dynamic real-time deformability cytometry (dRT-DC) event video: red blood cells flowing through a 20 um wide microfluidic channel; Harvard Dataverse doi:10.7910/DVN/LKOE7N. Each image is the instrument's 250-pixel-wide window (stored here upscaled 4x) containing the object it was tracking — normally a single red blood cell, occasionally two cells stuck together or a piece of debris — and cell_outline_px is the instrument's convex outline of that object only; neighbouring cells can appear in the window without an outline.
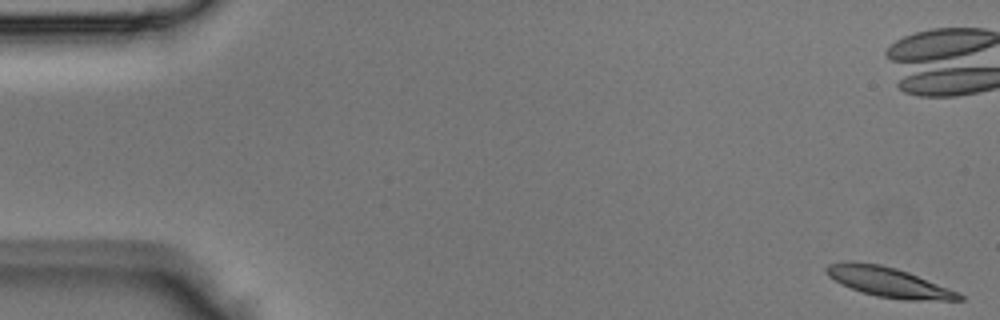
{"species": "Egyptian fruit bat (a non-hibernating species)", "species_latin": "Rousettus aegyptiacus", "temperature_condition": "room temperature", "stored_images_in_passage": 44, "camera_frame_rate_fps": 3000, "um_per_image_px": 0.085, "animal": {"sex": "male"}, "frame": {"image": 1, "passage_image": 1, "time_ms": 0.0, "image_size_px": [1000, 320], "cell_outline_px": [[964, 300], [904, 300], [876, 296], [840, 284], [828, 276], [824, 268], [828, 264], [848, 260], [852, 260], [880, 264], [896, 268], [908, 272], [960, 292], [964, 296]], "centroid_in_image_um": [75.52, 23.96], "position_along_channel_um": 9.5, "area_um2": 23.24}}